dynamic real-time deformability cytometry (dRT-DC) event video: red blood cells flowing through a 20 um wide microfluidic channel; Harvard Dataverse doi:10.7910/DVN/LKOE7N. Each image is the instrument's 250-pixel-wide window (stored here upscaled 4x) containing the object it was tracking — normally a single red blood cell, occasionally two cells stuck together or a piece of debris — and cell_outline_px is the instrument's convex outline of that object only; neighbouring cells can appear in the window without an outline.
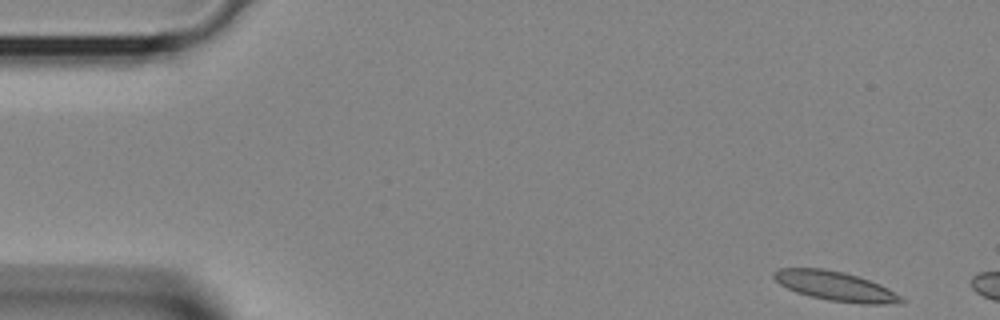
{"species": "Egyptian fruit bat (a non-hibernating species)", "species_latin": "Rousettus aegyptiacus", "temperature_condition": "room temperature", "stored_images_in_passage": 5, "camera_frame_rate_fps": 3000, "um_per_image_px": 0.085, "animal": {"sex": "female"}, "frame": {"image": 1, "passage_image": 1, "time_ms": 0.0, "image_size_px": [1000, 320], "cell_outline_px": [[908, 300], [904, 304], [860, 304], [828, 300], [796, 292], [780, 284], [772, 276], [772, 272], [776, 268], [824, 268], [844, 272], [880, 284], [888, 288]], "centroid_in_image_um": [71.06, 24.33], "position_along_channel_um": 13.9, "area_um2": 22.02}}